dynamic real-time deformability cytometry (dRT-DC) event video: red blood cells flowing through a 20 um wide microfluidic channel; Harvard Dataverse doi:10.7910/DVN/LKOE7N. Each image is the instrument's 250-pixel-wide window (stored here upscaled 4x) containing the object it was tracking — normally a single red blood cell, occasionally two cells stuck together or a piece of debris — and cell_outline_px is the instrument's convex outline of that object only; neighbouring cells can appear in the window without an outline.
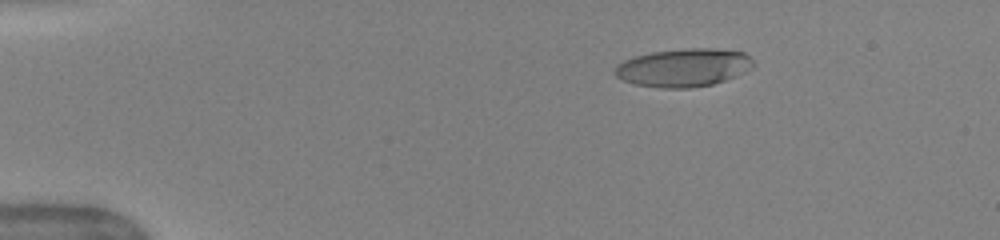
{"species": "human", "species_latin": "Homo sapiens", "temperature_condition": "warm", "stored_images_in_passage": 51, "camera_frame_rate_fps": 3000, "um_per_image_px": 0.085, "donor": {"sex": "female"}, "frame": {"image": 1, "passage_image": 9, "time_ms": 2.667, "image_size_px": [1000, 240], "cell_outline_px": [[752, 68], [736, 76], [712, 84], [688, 88], [660, 88], [636, 84], [624, 80], [616, 76], [612, 72], [616, 64], [624, 60], [636, 56], [652, 52], [684, 48], [716, 48], [744, 52], [752, 60]], "centroid_in_image_um": [58.08, 5.74], "position_along_channel_um": 26.9, "area_um2": 30.75}}
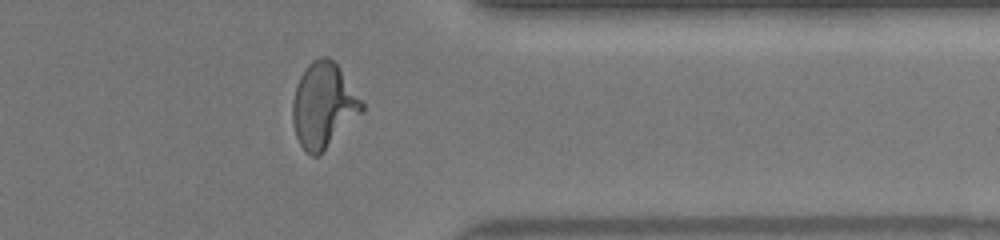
{"frame": {"image": 2, "passage_image": 42, "time_ms": 13.667, "image_size_px": [1000, 240], "cell_outline_px": [[364, 112], [320, 156], [312, 156], [300, 144], [296, 136], [292, 120], [292, 100], [296, 84], [304, 68], [312, 60], [320, 56], [328, 56], [340, 68], [364, 104]], "centroid_in_image_um": [27.5, 8.97], "position_along_channel_um": 383.9, "area_um2": 34.74}}
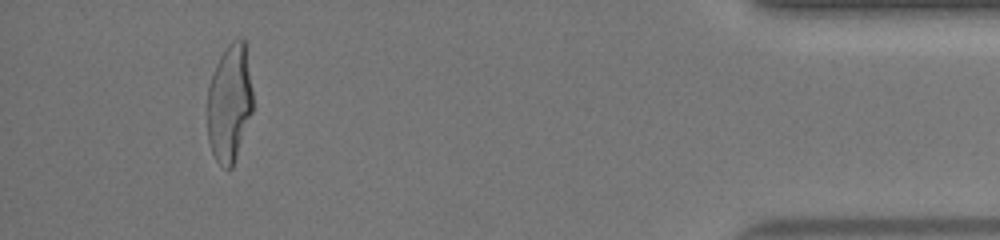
{"frame": {"image": 3, "passage_image": 48, "time_ms": 15.667, "image_size_px": [1000, 240], "cell_outline_px": [[252, 112], [232, 168], [228, 172], [216, 160], [212, 152], [208, 140], [208, 88], [216, 64], [220, 56], [228, 44], [232, 40], [244, 40], [252, 92]], "centroid_in_image_um": [19.49, 8.81], "position_along_channel_um": 415.7, "area_um2": 30.75}, "authors_computed_cell_mechanics": {"area_um2": 32.3102, "velocity_mm_per_s": 4.0379, "shape_relaxation_time_tau1_ms": 3.9456, "shape_relaxation_time_tau2_ms": 0.7948, "deformation_change_tau1": 0.2532, "deformation_change_tau2": 0.0854}}